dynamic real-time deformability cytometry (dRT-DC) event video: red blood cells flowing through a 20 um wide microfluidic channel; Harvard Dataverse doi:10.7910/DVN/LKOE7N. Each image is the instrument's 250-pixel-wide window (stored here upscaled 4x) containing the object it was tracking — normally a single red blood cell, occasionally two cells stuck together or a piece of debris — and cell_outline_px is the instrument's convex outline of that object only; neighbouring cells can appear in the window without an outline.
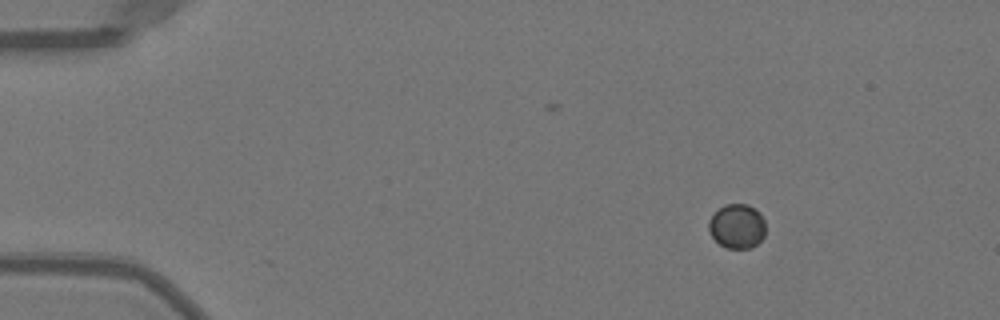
{"species": "Egyptian fruit bat (a non-hibernating species)", "species_latin": "Rousettus aegyptiacus", "temperature_condition": "warm", "stored_images_in_passage": 52, "camera_frame_rate_fps": 3000, "um_per_image_px": 0.085, "animal": {"sex": "female"}, "frame": {"image": 1, "passage_image": 8, "time_ms": 2.333, "image_size_px": [1000, 320], "cell_outline_px": [[764, 236], [752, 248], [728, 248], [720, 244], [712, 236], [708, 228], [708, 220], [712, 212], [724, 204], [748, 204], [756, 208], [760, 212], [764, 220]], "centroid_in_image_um": [62.63, 19.19], "position_along_channel_um": 22.4, "area_um2": 14.91}}
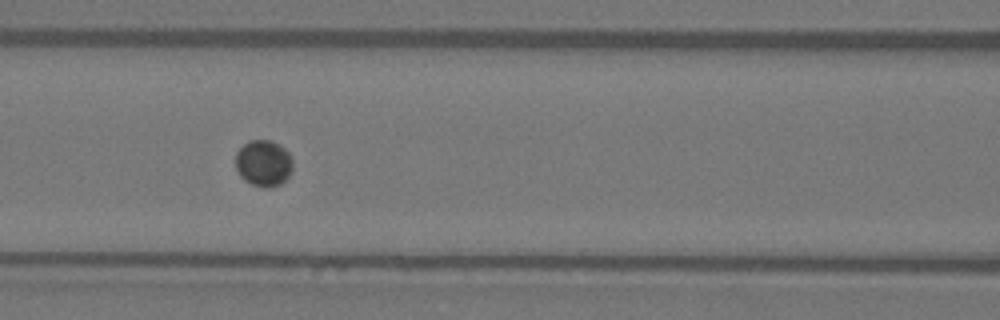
{"frame": {"image": 2, "passage_image": 24, "time_ms": 7.667, "image_size_px": [1000, 320], "cell_outline_px": [[292, 172], [280, 184], [264, 188], [252, 184], [244, 180], [240, 176], [236, 168], [236, 152], [248, 140], [272, 140], [280, 144], [288, 152], [292, 160]], "centroid_in_image_um": [22.4, 13.85], "position_along_channel_um": 144.2, "area_um2": 15.49}}
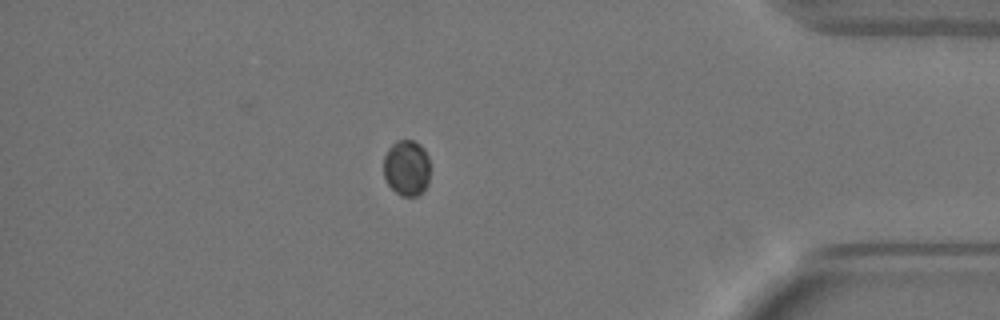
{"frame": {"image": 3, "passage_image": 46, "time_ms": 15.0, "image_size_px": [1000, 320], "cell_outline_px": [[428, 184], [424, 192], [416, 196], [400, 196], [388, 184], [384, 176], [384, 156], [388, 148], [396, 140], [412, 140], [420, 144], [424, 148], [428, 156]], "centroid_in_image_um": [34.56, 14.27], "position_along_channel_um": 400.6, "area_um2": 15.26}}